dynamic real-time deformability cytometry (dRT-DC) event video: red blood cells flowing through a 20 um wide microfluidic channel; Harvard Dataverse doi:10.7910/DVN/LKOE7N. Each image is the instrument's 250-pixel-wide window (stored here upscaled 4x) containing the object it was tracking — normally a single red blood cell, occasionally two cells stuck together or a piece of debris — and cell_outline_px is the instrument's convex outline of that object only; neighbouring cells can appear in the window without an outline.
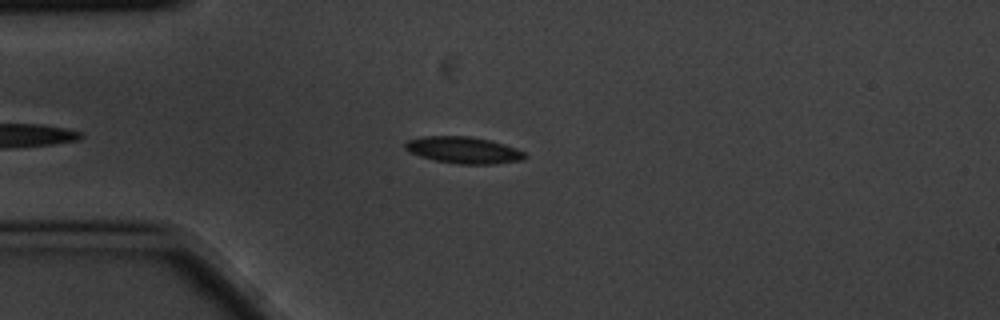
{"species": "common noctule bat (a hibernating species)", "species_latin": "Nyctalus noctula", "temperature_condition": "cold", "stored_images_in_passage": 7, "camera_frame_rate_fps": 3000, "um_per_image_px": 0.085, "animal": {"sex": "male", "body_mass_g": 20.1, "forearm_length_mm": 53.5}, "frame": {"image": 1, "passage_image": 2, "time_ms": 0.333, "image_size_px": [1000, 320], "cell_outline_px": [[528, 156], [524, 160], [492, 164], [460, 164], [436, 160], [420, 156], [408, 152], [404, 148], [404, 144], [408, 140], [424, 136], [468, 136], [488, 140], [504, 144], [516, 148], [524, 152]], "centroid_in_image_um": [39.4, 12.76], "position_along_channel_um": 45.6, "area_um2": 18.55}}
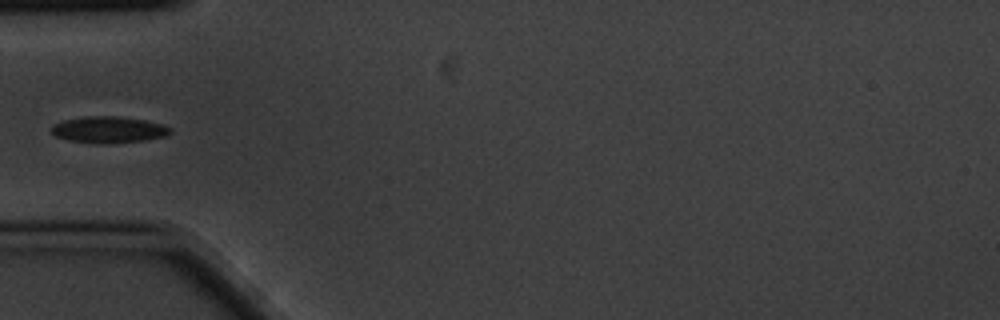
{"frame": {"image": 2, "passage_image": 3, "time_ms": 0.667, "image_size_px": [1000, 320], "cell_outline_px": [[172, 132], [168, 136], [144, 140], [108, 144], [100, 144], [68, 140], [56, 136], [52, 132], [52, 124], [64, 120], [88, 116], [116, 116], [144, 120], [164, 124], [172, 128]], "centroid_in_image_um": [9.28, 11.03], "position_along_channel_um": 75.7, "area_um2": 18.44}}